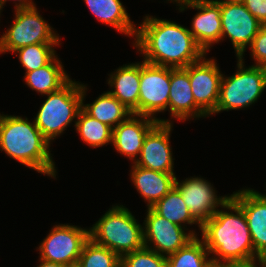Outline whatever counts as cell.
Segmentation results:
<instances>
[{"label":"cell","instance_id":"6da1fadb","mask_svg":"<svg viewBox=\"0 0 266 267\" xmlns=\"http://www.w3.org/2000/svg\"><path fill=\"white\" fill-rule=\"evenodd\" d=\"M139 25L133 46L146 63L185 68L206 54L183 25L149 15Z\"/></svg>","mask_w":266,"mask_h":267},{"label":"cell","instance_id":"7a4b0ae2","mask_svg":"<svg viewBox=\"0 0 266 267\" xmlns=\"http://www.w3.org/2000/svg\"><path fill=\"white\" fill-rule=\"evenodd\" d=\"M221 208L223 210L218 209L201 225V239L210 256L213 255L212 264L226 265L259 259L243 209L232 198Z\"/></svg>","mask_w":266,"mask_h":267},{"label":"cell","instance_id":"3957f363","mask_svg":"<svg viewBox=\"0 0 266 267\" xmlns=\"http://www.w3.org/2000/svg\"><path fill=\"white\" fill-rule=\"evenodd\" d=\"M50 144L34 120L0 114V151L38 173L57 179Z\"/></svg>","mask_w":266,"mask_h":267},{"label":"cell","instance_id":"277c9868","mask_svg":"<svg viewBox=\"0 0 266 267\" xmlns=\"http://www.w3.org/2000/svg\"><path fill=\"white\" fill-rule=\"evenodd\" d=\"M90 239L107 247L120 258L144 247L142 225L123 205H113L89 228Z\"/></svg>","mask_w":266,"mask_h":267},{"label":"cell","instance_id":"5b68a950","mask_svg":"<svg viewBox=\"0 0 266 267\" xmlns=\"http://www.w3.org/2000/svg\"><path fill=\"white\" fill-rule=\"evenodd\" d=\"M82 108V84L70 79L59 90L47 94L34 123L51 143L74 121Z\"/></svg>","mask_w":266,"mask_h":267},{"label":"cell","instance_id":"8992f818","mask_svg":"<svg viewBox=\"0 0 266 267\" xmlns=\"http://www.w3.org/2000/svg\"><path fill=\"white\" fill-rule=\"evenodd\" d=\"M243 58H237V72L234 75L227 77L223 74L219 101L211 115L247 108L255 104L266 89V68L254 65L245 67Z\"/></svg>","mask_w":266,"mask_h":267},{"label":"cell","instance_id":"52a82bcc","mask_svg":"<svg viewBox=\"0 0 266 267\" xmlns=\"http://www.w3.org/2000/svg\"><path fill=\"white\" fill-rule=\"evenodd\" d=\"M14 12L13 23L0 37V54L38 43H60L59 34L43 19L36 6Z\"/></svg>","mask_w":266,"mask_h":267},{"label":"cell","instance_id":"ba28073f","mask_svg":"<svg viewBox=\"0 0 266 267\" xmlns=\"http://www.w3.org/2000/svg\"><path fill=\"white\" fill-rule=\"evenodd\" d=\"M40 243L37 250L40 259L75 266L84 244L89 240V229L70 224H57Z\"/></svg>","mask_w":266,"mask_h":267},{"label":"cell","instance_id":"9c48e42d","mask_svg":"<svg viewBox=\"0 0 266 267\" xmlns=\"http://www.w3.org/2000/svg\"><path fill=\"white\" fill-rule=\"evenodd\" d=\"M170 92V67L140 62V90L138 115L148 116L159 123H172L169 119L155 117L168 109Z\"/></svg>","mask_w":266,"mask_h":267},{"label":"cell","instance_id":"30bf717a","mask_svg":"<svg viewBox=\"0 0 266 267\" xmlns=\"http://www.w3.org/2000/svg\"><path fill=\"white\" fill-rule=\"evenodd\" d=\"M143 222L144 246L163 256L176 253L190 240L197 236L195 230L186 232V228L178 226L158 215L148 207Z\"/></svg>","mask_w":266,"mask_h":267},{"label":"cell","instance_id":"8fae6325","mask_svg":"<svg viewBox=\"0 0 266 267\" xmlns=\"http://www.w3.org/2000/svg\"><path fill=\"white\" fill-rule=\"evenodd\" d=\"M218 4L221 10V40L228 37L237 58L243 57L262 24L247 10L243 2Z\"/></svg>","mask_w":266,"mask_h":267},{"label":"cell","instance_id":"7c38bea8","mask_svg":"<svg viewBox=\"0 0 266 267\" xmlns=\"http://www.w3.org/2000/svg\"><path fill=\"white\" fill-rule=\"evenodd\" d=\"M176 2L179 11L195 9L197 12L192 18L191 29L196 43L207 54L213 44L221 42L222 25L220 5L213 0H166Z\"/></svg>","mask_w":266,"mask_h":267},{"label":"cell","instance_id":"4fadbf2b","mask_svg":"<svg viewBox=\"0 0 266 267\" xmlns=\"http://www.w3.org/2000/svg\"><path fill=\"white\" fill-rule=\"evenodd\" d=\"M206 55L184 69L189 74L195 103L210 116L216 110L219 101L223 73L220 71L217 60L207 59Z\"/></svg>","mask_w":266,"mask_h":267},{"label":"cell","instance_id":"5bb4252c","mask_svg":"<svg viewBox=\"0 0 266 267\" xmlns=\"http://www.w3.org/2000/svg\"><path fill=\"white\" fill-rule=\"evenodd\" d=\"M175 187L180 191L183 201L192 216L202 225L209 220L218 207H222L231 196H217L213 184L201 177H188L181 182L177 177Z\"/></svg>","mask_w":266,"mask_h":267},{"label":"cell","instance_id":"9a60e30c","mask_svg":"<svg viewBox=\"0 0 266 267\" xmlns=\"http://www.w3.org/2000/svg\"><path fill=\"white\" fill-rule=\"evenodd\" d=\"M173 123H157L146 135L135 165L164 173H174L170 145Z\"/></svg>","mask_w":266,"mask_h":267},{"label":"cell","instance_id":"2e32d148","mask_svg":"<svg viewBox=\"0 0 266 267\" xmlns=\"http://www.w3.org/2000/svg\"><path fill=\"white\" fill-rule=\"evenodd\" d=\"M230 196L243 209L255 253L266 258V193L243 188Z\"/></svg>","mask_w":266,"mask_h":267},{"label":"cell","instance_id":"e0dca14e","mask_svg":"<svg viewBox=\"0 0 266 267\" xmlns=\"http://www.w3.org/2000/svg\"><path fill=\"white\" fill-rule=\"evenodd\" d=\"M158 120L148 116L131 114L112 130V145L115 150L133 163L139 158L143 141Z\"/></svg>","mask_w":266,"mask_h":267},{"label":"cell","instance_id":"ac0fdd59","mask_svg":"<svg viewBox=\"0 0 266 267\" xmlns=\"http://www.w3.org/2000/svg\"><path fill=\"white\" fill-rule=\"evenodd\" d=\"M167 110L173 119L180 121L209 117L195 103L189 74L184 68L170 67V92Z\"/></svg>","mask_w":266,"mask_h":267},{"label":"cell","instance_id":"d6986e66","mask_svg":"<svg viewBox=\"0 0 266 267\" xmlns=\"http://www.w3.org/2000/svg\"><path fill=\"white\" fill-rule=\"evenodd\" d=\"M131 167V181L144 202H147V208L152 207L175 187V173L155 171L134 163Z\"/></svg>","mask_w":266,"mask_h":267},{"label":"cell","instance_id":"ffe728a7","mask_svg":"<svg viewBox=\"0 0 266 267\" xmlns=\"http://www.w3.org/2000/svg\"><path fill=\"white\" fill-rule=\"evenodd\" d=\"M108 91L117 98L132 114L138 115V98L140 90V62L128 63L108 74Z\"/></svg>","mask_w":266,"mask_h":267},{"label":"cell","instance_id":"44dd1931","mask_svg":"<svg viewBox=\"0 0 266 267\" xmlns=\"http://www.w3.org/2000/svg\"><path fill=\"white\" fill-rule=\"evenodd\" d=\"M84 2L98 21L135 39L137 27L120 0H84Z\"/></svg>","mask_w":266,"mask_h":267},{"label":"cell","instance_id":"7402d4cb","mask_svg":"<svg viewBox=\"0 0 266 267\" xmlns=\"http://www.w3.org/2000/svg\"><path fill=\"white\" fill-rule=\"evenodd\" d=\"M87 86L82 84V109L112 129L125 121L132 112L108 91L99 95L92 103L84 104Z\"/></svg>","mask_w":266,"mask_h":267},{"label":"cell","instance_id":"603a6c76","mask_svg":"<svg viewBox=\"0 0 266 267\" xmlns=\"http://www.w3.org/2000/svg\"><path fill=\"white\" fill-rule=\"evenodd\" d=\"M59 59L56 55L47 65L25 72L26 85L43 96L59 90L71 79Z\"/></svg>","mask_w":266,"mask_h":267},{"label":"cell","instance_id":"cb8c5ba5","mask_svg":"<svg viewBox=\"0 0 266 267\" xmlns=\"http://www.w3.org/2000/svg\"><path fill=\"white\" fill-rule=\"evenodd\" d=\"M158 215L164 217L168 221L182 226L183 228L187 225L198 224L199 230L201 231V224L192 216L188 207L182 199L180 191L174 187L170 190L161 200L157 201L151 207Z\"/></svg>","mask_w":266,"mask_h":267},{"label":"cell","instance_id":"d4e9b609","mask_svg":"<svg viewBox=\"0 0 266 267\" xmlns=\"http://www.w3.org/2000/svg\"><path fill=\"white\" fill-rule=\"evenodd\" d=\"M74 126L81 140L90 147L97 148L112 143V128L92 116L82 108L78 113Z\"/></svg>","mask_w":266,"mask_h":267},{"label":"cell","instance_id":"484cf974","mask_svg":"<svg viewBox=\"0 0 266 267\" xmlns=\"http://www.w3.org/2000/svg\"><path fill=\"white\" fill-rule=\"evenodd\" d=\"M166 258V267H210L212 265L210 253L204 241L197 236Z\"/></svg>","mask_w":266,"mask_h":267},{"label":"cell","instance_id":"4316f807","mask_svg":"<svg viewBox=\"0 0 266 267\" xmlns=\"http://www.w3.org/2000/svg\"><path fill=\"white\" fill-rule=\"evenodd\" d=\"M61 45L60 43H38L28 45L15 50L19 61L26 72H30L47 65L55 56L54 47Z\"/></svg>","mask_w":266,"mask_h":267},{"label":"cell","instance_id":"83f0119b","mask_svg":"<svg viewBox=\"0 0 266 267\" xmlns=\"http://www.w3.org/2000/svg\"><path fill=\"white\" fill-rule=\"evenodd\" d=\"M76 265L78 267H120L121 258L112 250L96 244L89 238L84 244Z\"/></svg>","mask_w":266,"mask_h":267},{"label":"cell","instance_id":"f1b7e54d","mask_svg":"<svg viewBox=\"0 0 266 267\" xmlns=\"http://www.w3.org/2000/svg\"><path fill=\"white\" fill-rule=\"evenodd\" d=\"M166 256L143 247L121 257L120 267H166Z\"/></svg>","mask_w":266,"mask_h":267},{"label":"cell","instance_id":"f546056e","mask_svg":"<svg viewBox=\"0 0 266 267\" xmlns=\"http://www.w3.org/2000/svg\"><path fill=\"white\" fill-rule=\"evenodd\" d=\"M251 58L254 59V66L266 68V24H263L249 46Z\"/></svg>","mask_w":266,"mask_h":267},{"label":"cell","instance_id":"4dcf8cb0","mask_svg":"<svg viewBox=\"0 0 266 267\" xmlns=\"http://www.w3.org/2000/svg\"><path fill=\"white\" fill-rule=\"evenodd\" d=\"M242 2L262 25L266 24V0H243Z\"/></svg>","mask_w":266,"mask_h":267},{"label":"cell","instance_id":"1f68e13d","mask_svg":"<svg viewBox=\"0 0 266 267\" xmlns=\"http://www.w3.org/2000/svg\"><path fill=\"white\" fill-rule=\"evenodd\" d=\"M225 266L226 267H258V266L266 267V258H259V259L249 261V262L230 263V264H226Z\"/></svg>","mask_w":266,"mask_h":267},{"label":"cell","instance_id":"d6a6232c","mask_svg":"<svg viewBox=\"0 0 266 267\" xmlns=\"http://www.w3.org/2000/svg\"><path fill=\"white\" fill-rule=\"evenodd\" d=\"M7 1H9V0H5V3ZM11 1H14V3H15V6H14L15 10L33 8L36 6V4H34V1H32V0H11Z\"/></svg>","mask_w":266,"mask_h":267},{"label":"cell","instance_id":"836d02e7","mask_svg":"<svg viewBox=\"0 0 266 267\" xmlns=\"http://www.w3.org/2000/svg\"><path fill=\"white\" fill-rule=\"evenodd\" d=\"M39 262H40L39 265H37L36 267H68L66 265L59 264V263L47 262L40 258H39Z\"/></svg>","mask_w":266,"mask_h":267},{"label":"cell","instance_id":"e575fe53","mask_svg":"<svg viewBox=\"0 0 266 267\" xmlns=\"http://www.w3.org/2000/svg\"><path fill=\"white\" fill-rule=\"evenodd\" d=\"M216 3L242 2L243 0H213Z\"/></svg>","mask_w":266,"mask_h":267},{"label":"cell","instance_id":"d590c367","mask_svg":"<svg viewBox=\"0 0 266 267\" xmlns=\"http://www.w3.org/2000/svg\"><path fill=\"white\" fill-rule=\"evenodd\" d=\"M4 5H5V0H0V9L1 10L4 8L3 7Z\"/></svg>","mask_w":266,"mask_h":267},{"label":"cell","instance_id":"8d00e7d4","mask_svg":"<svg viewBox=\"0 0 266 267\" xmlns=\"http://www.w3.org/2000/svg\"><path fill=\"white\" fill-rule=\"evenodd\" d=\"M210 267H226L225 265H214L212 264Z\"/></svg>","mask_w":266,"mask_h":267}]
</instances>
